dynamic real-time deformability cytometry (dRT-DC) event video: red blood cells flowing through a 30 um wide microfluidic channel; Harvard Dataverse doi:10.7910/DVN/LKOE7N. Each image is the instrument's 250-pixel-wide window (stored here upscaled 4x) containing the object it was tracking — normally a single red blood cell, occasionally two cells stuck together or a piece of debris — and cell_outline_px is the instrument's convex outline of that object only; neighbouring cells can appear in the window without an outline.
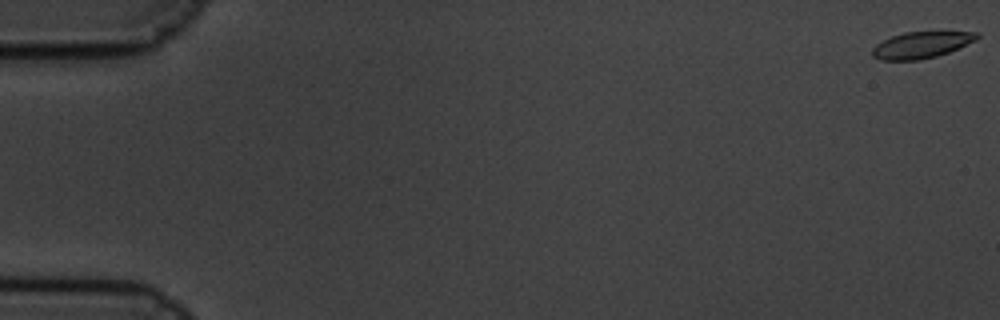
{"species": "common noctule bat (a hibernating species)", "species_latin": "Nyctalus noctula", "temperature_condition": "cold", "stored_images_in_passage": 15, "camera_frame_rate_fps": 3000, "um_per_image_px": 0.085, "animal": {"sex": "male", "body_mass_g": 19.5, "forearm_length_mm": 54.6}, "frame": {"image": 1, "passage_image": 1, "time_ms": 0.0, "image_size_px": [1000, 320], "cell_outline_px": [[980, 36], [976, 40], [948, 52], [936, 56], [920, 60], [880, 60], [872, 56], [872, 48], [876, 44], [892, 36], [904, 32], [980, 32]], "centroid_in_image_um": [78.29, 3.82], "position_along_channel_um": 6.7, "area_um2": 16.01}}